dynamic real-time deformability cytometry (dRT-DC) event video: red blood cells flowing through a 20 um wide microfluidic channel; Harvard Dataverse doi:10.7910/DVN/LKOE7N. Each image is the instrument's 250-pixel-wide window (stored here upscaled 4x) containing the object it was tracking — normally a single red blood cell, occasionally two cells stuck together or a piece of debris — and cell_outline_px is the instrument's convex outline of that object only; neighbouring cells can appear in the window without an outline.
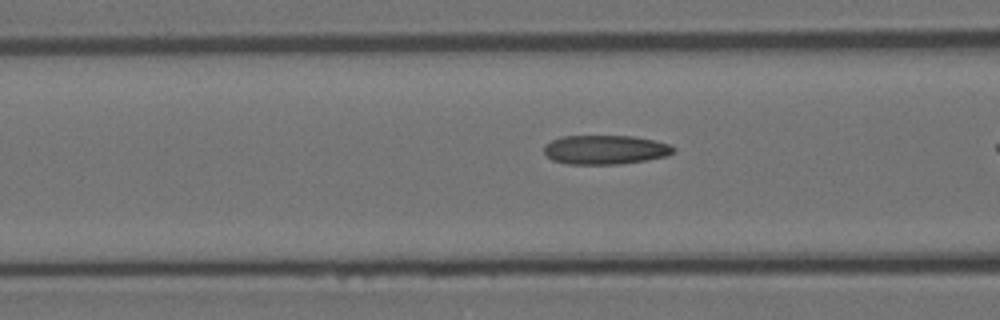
{"species": "Egyptian fruit bat (a non-hibernating species)", "species_latin": "Rousettus aegyptiacus", "temperature_condition": "room temperature", "stored_images_in_passage": 19, "camera_frame_rate_fps": 3000, "um_per_image_px": 0.085, "animal": {"sex": "female"}, "frame": {"image": 1, "passage_image": 16, "time_ms": 5.0, "image_size_px": [1000, 320], "cell_outline_px": [[676, 152], [664, 156], [644, 160], [620, 164], [568, 164], [552, 160], [544, 152], [544, 144], [560, 136], [632, 136], [656, 140], [668, 144], [676, 148]], "centroid_in_image_um": [51.43, 12.72], "position_along_channel_um": 115.2, "area_um2": 22.02}}